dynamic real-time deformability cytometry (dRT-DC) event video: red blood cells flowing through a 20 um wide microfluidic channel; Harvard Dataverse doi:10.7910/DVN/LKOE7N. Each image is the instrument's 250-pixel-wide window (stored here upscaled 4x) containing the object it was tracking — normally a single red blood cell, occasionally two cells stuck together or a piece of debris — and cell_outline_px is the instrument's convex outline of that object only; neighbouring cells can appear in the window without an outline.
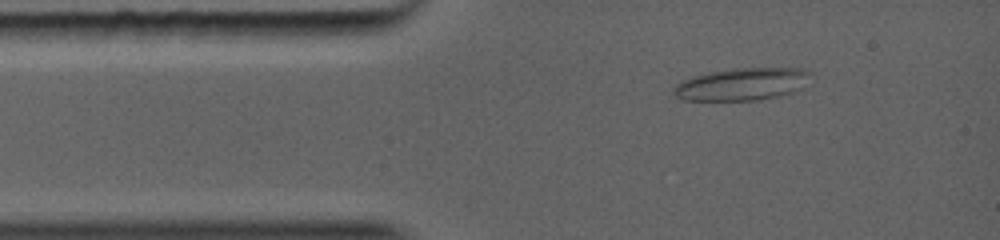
{"species": "common noctule bat (a hibernating species)", "species_latin": "Nyctalus noctula", "temperature_condition": "warm", "stored_images_in_passage": 30, "camera_frame_rate_fps": 5000, "um_per_image_px": 0.085, "animal": {"sex": "female", "body_mass_g": 19.0, "forearm_length_mm": 56.7}, "frame": {"image": 1, "passage_image": 1, "time_ms": 0.0, "image_size_px": [1000, 240], "cell_outline_px": [[812, 72], [804, 88], [796, 92], [780, 96], [760, 100], [680, 100], [672, 92], [672, 88], [680, 80], [692, 76], [708, 72], [732, 68], [804, 68]], "centroid_in_image_um": [63.08, 7.15], "position_along_channel_um": 21.9, "area_um2": 26.47}}
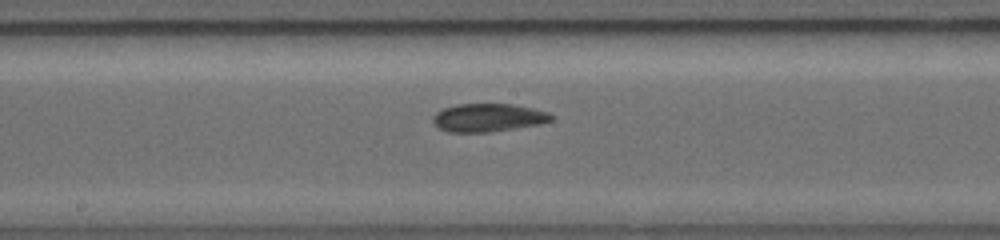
{"frame": {"image": 2, "passage_image": 13, "time_ms": 4.4, "image_size_px": [1000, 240], "cell_outline_px": [[552, 116], [548, 120], [528, 124], [476, 132], [468, 132], [444, 128], [436, 120], [436, 116], [444, 108], [460, 104], [512, 104], [532, 108], [544, 112]], "centroid_in_image_um": [41.49, 9.93], "position_along_channel_um": 206.7, "area_um2": 17.22}}
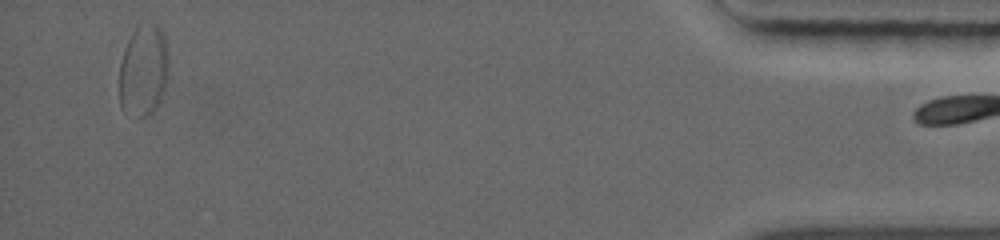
{"frame": {"image": 3, "passage_image": 29, "time_ms": 11.0, "image_size_px": [1000, 240], "cell_outline_px": [[168, 76], [164, 88], [160, 92], [120, 92], [120, 64], [128, 40], [132, 32], [140, 24], [156, 24], [160, 28], [164, 36], [168, 60]], "centroid_in_image_um": [12.29, 5.19], "position_along_channel_um": 422.9, "area_um2": 20.06}}